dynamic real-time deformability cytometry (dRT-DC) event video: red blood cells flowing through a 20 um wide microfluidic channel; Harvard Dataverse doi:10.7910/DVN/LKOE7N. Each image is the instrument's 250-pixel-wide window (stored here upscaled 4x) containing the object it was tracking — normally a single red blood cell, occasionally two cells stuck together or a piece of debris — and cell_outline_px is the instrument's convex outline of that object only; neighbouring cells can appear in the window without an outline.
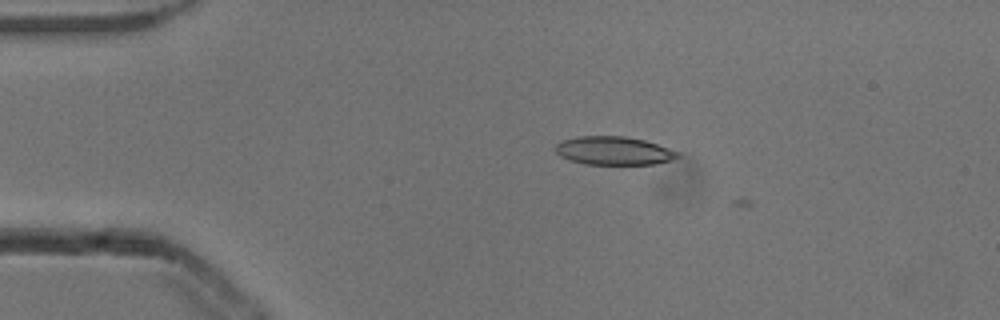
{"species": "common noctule bat (a hibernating species)", "species_latin": "Nyctalus noctula", "temperature_condition": "cold", "stored_images_in_passage": 4, "camera_frame_rate_fps": 3000, "um_per_image_px": 0.085, "animal": {"sex": "male", "body_mass_g": 13.3}, "frame": {"image": 1, "passage_image": 3, "time_ms": 0.667, "image_size_px": [1000, 320], "cell_outline_px": [[680, 156], [672, 160], [656, 164], [584, 164], [568, 160], [560, 156], [556, 152], [556, 144], [560, 140], [580, 136], [624, 136], [644, 140], [680, 152]], "centroid_in_image_um": [52.16, 12.81], "position_along_channel_um": 32.8, "area_um2": 20.29}}